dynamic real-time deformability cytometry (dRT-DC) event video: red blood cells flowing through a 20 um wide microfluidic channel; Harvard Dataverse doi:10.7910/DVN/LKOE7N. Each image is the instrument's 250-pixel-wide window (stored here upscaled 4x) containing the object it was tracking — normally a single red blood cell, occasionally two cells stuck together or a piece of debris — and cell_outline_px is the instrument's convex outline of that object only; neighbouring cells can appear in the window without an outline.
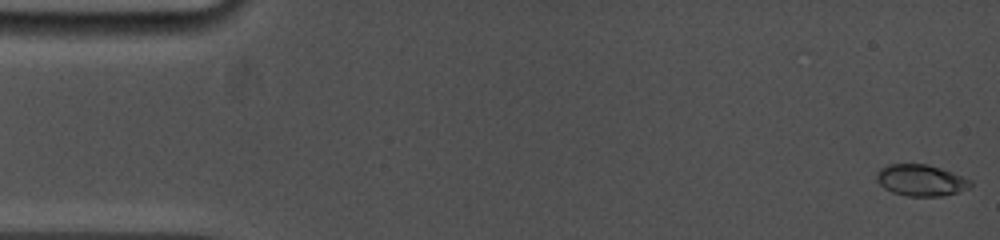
{"species": "common noctule bat (a hibernating species)", "species_latin": "Nyctalus noctula", "temperature_condition": "cold", "stored_images_in_passage": 17, "camera_frame_rate_fps": 5000, "um_per_image_px": 0.085, "animal": {"sex": "female", "body_mass_g": 19.0, "forearm_length_mm": 53.3}, "frame": {"image": 1, "passage_image": 1, "time_ms": 0.0, "image_size_px": [1000, 240], "cell_outline_px": [[972, 184], [968, 188], [960, 192], [940, 196], [908, 196], [892, 192], [884, 188], [876, 180], [876, 172], [880, 168], [888, 164], [928, 164], [952, 172], [972, 180]], "centroid_in_image_um": [78.27, 15.32], "position_along_channel_um": 6.7, "area_um2": 17.28}}
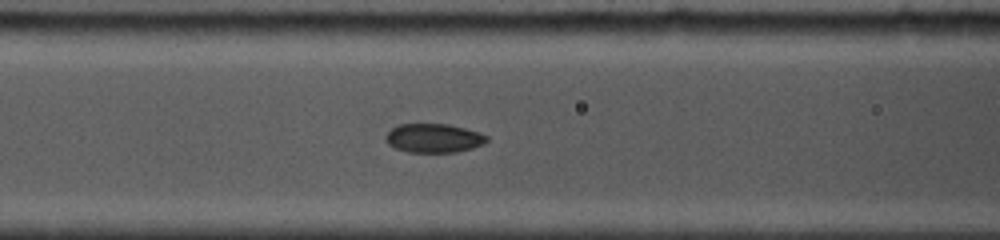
{"frame": {"image": 2, "passage_image": 11, "time_ms": 6.6, "image_size_px": [1000, 240], "cell_outline_px": [[488, 140], [484, 144], [472, 148], [456, 152], [408, 152], [396, 148], [388, 144], [384, 140], [384, 136], [392, 128], [400, 124], [448, 124], [464, 128], [488, 136]], "centroid_in_image_um": [36.84, 11.74], "position_along_channel_um": 129.8, "area_um2": 16.99}}
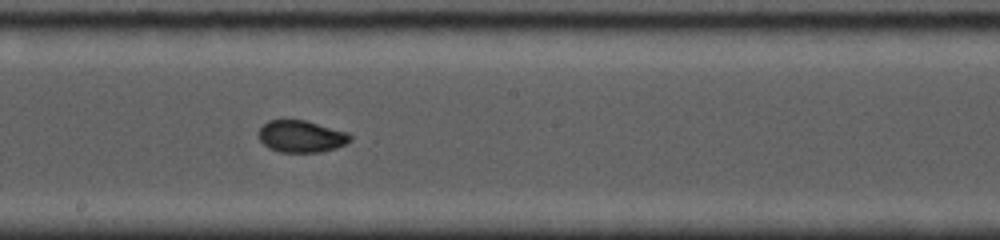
{"frame": {"image": 3, "passage_image": 17, "time_ms": 9.0, "image_size_px": [1000, 240], "cell_outline_px": [[352, 140], [336, 148], [320, 152], [280, 152], [268, 148], [260, 140], [260, 128], [268, 120], [304, 120], [348, 132], [352, 136]], "centroid_in_image_um": [25.63, 11.6], "position_along_channel_um": 222.6, "area_um2": 16.94}}